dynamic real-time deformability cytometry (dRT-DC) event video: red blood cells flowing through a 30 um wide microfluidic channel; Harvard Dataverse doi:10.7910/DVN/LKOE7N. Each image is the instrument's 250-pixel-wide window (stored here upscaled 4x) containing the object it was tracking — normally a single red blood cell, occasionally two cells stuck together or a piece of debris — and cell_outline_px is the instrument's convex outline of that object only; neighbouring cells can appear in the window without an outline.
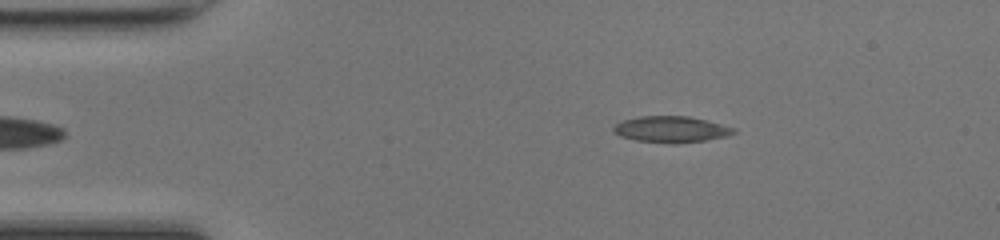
{"species": "common noctule bat (a hibernating species)", "species_latin": "Nyctalus noctula", "temperature_condition": "room temperature", "stored_images_in_passage": 34, "camera_frame_rate_fps": 3000, "um_per_image_px": 0.085, "animal": {"sex": "female", "body_mass_g": 17.0, "forearm_length_mm": 48.0}, "frame": {"image": 1, "passage_image": 1, "time_ms": 0.0, "image_size_px": [1000, 240], "cell_outline_px": [[736, 132], [728, 136], [704, 140], [676, 144], [672, 144], [636, 140], [620, 136], [612, 132], [612, 128], [616, 124], [624, 120], [636, 116], [688, 116], [708, 120], [736, 128]], "centroid_in_image_um": [57.05, 10.99], "position_along_channel_um": 28.0, "area_um2": 18.55}}
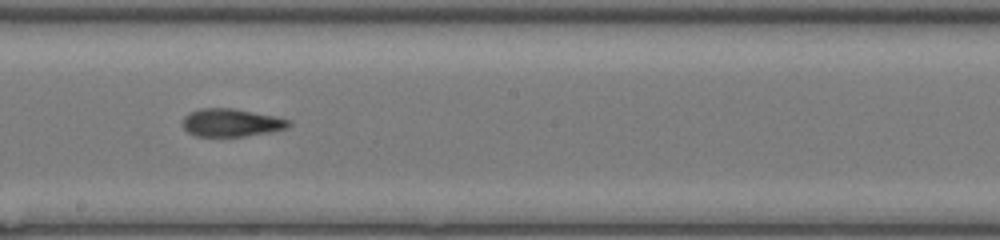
{"frame": {"image": 2, "passage_image": 19, "time_ms": 6.0, "image_size_px": [1000, 240], "cell_outline_px": [[292, 124], [288, 128], [272, 132], [244, 136], [196, 136], [188, 132], [184, 128], [184, 116], [188, 112], [200, 108], [232, 108], [276, 116], [292, 120]], "centroid_in_image_um": [19.71, 10.42], "position_along_channel_um": 228.5, "area_um2": 17.4}}
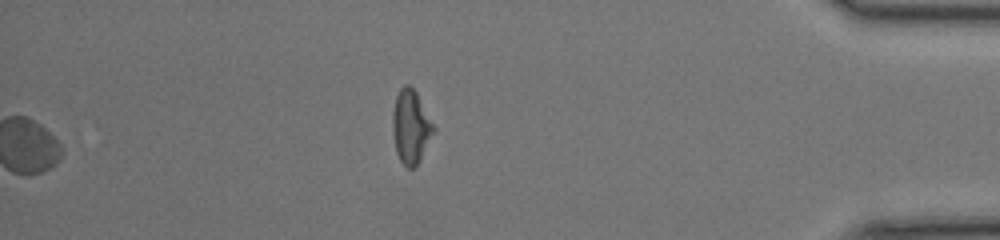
{"frame": {"image": 3, "passage_image": 34, "time_ms": 11.0, "image_size_px": [1000, 240], "cell_outline_px": [[436, 128], [416, 168], [408, 168], [400, 160], [396, 152], [392, 128], [392, 112], [396, 96], [400, 88], [404, 84], [408, 84], [416, 92]], "centroid_in_image_um": [34.91, 10.77], "position_along_channel_um": 400.3, "area_um2": 17.57}, "authors_computed_cell_mechanics": {"area_um2": 17.6001, "velocity_mm_per_s": 4.3128, "shape_relaxation_time_tau1_ms": null, "shape_relaxation_time_tau2_ms": 2.8522, "deformation_change_tau1": null, "deformation_change_tau2": 0.128}}